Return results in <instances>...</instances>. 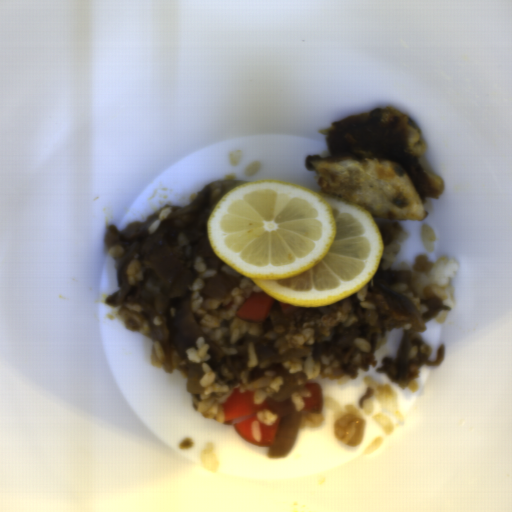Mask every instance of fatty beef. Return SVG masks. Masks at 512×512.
Segmentation results:
<instances>
[{"mask_svg":"<svg viewBox=\"0 0 512 512\" xmlns=\"http://www.w3.org/2000/svg\"><path fill=\"white\" fill-rule=\"evenodd\" d=\"M446 351L445 347L440 346L437 350L436 357L434 360L431 359V347L424 343L418 336L417 332L412 336V345L409 349L407 370H406V382L408 388L417 390L419 384L417 377L422 366H435L439 365L445 360Z\"/></svg>","mask_w":512,"mask_h":512,"instance_id":"fatty-beef-4","label":"fatty beef"},{"mask_svg":"<svg viewBox=\"0 0 512 512\" xmlns=\"http://www.w3.org/2000/svg\"><path fill=\"white\" fill-rule=\"evenodd\" d=\"M398 358L384 357L381 366L377 369V373L385 372L388 378L394 383L399 384L397 381L398 371Z\"/></svg>","mask_w":512,"mask_h":512,"instance_id":"fatty-beef-7","label":"fatty beef"},{"mask_svg":"<svg viewBox=\"0 0 512 512\" xmlns=\"http://www.w3.org/2000/svg\"><path fill=\"white\" fill-rule=\"evenodd\" d=\"M424 304L427 306V310L420 313L423 323L427 320H431L437 317L438 314L442 311L451 310V307L443 306V304L440 302V298L437 296L431 299H426Z\"/></svg>","mask_w":512,"mask_h":512,"instance_id":"fatty-beef-6","label":"fatty beef"},{"mask_svg":"<svg viewBox=\"0 0 512 512\" xmlns=\"http://www.w3.org/2000/svg\"><path fill=\"white\" fill-rule=\"evenodd\" d=\"M381 257L375 274L367 282V292L364 301L374 304V309L362 308L358 299V290L351 296L335 303L314 308L301 307L298 311L285 313L278 299L274 297L271 311L267 319L262 322L261 333L250 335L244 333L238 338L234 346L236 352L232 355H222L219 363L213 368L216 378L229 387L240 383V377L246 367L249 357L248 346L274 345L278 353L290 350L289 333L300 332L311 327L314 342L311 354L316 361L322 357L335 356L339 365L332 369L330 379L349 376L358 378V370L370 371V366H377L374 356L377 345L393 328H402L405 331L415 325L406 314L394 311L385 294L376 284V275L382 271ZM367 341L370 352H360L354 345L355 338Z\"/></svg>","mask_w":512,"mask_h":512,"instance_id":"fatty-beef-2","label":"fatty beef"},{"mask_svg":"<svg viewBox=\"0 0 512 512\" xmlns=\"http://www.w3.org/2000/svg\"><path fill=\"white\" fill-rule=\"evenodd\" d=\"M268 371H275L276 377L281 376L283 379L282 385L269 399L270 412L275 414L278 418H284L295 411L293 393L296 391H305L304 386L306 383H314L313 379L308 380L304 371H294L290 373L284 366V361L274 363L271 362L269 368L260 369L251 368L248 373L249 380L261 378Z\"/></svg>","mask_w":512,"mask_h":512,"instance_id":"fatty-beef-3","label":"fatty beef"},{"mask_svg":"<svg viewBox=\"0 0 512 512\" xmlns=\"http://www.w3.org/2000/svg\"><path fill=\"white\" fill-rule=\"evenodd\" d=\"M244 183L248 182L213 181L187 206L166 205L143 222H132L123 231L111 225L104 239L117 274V291L105 299L106 304L117 309L129 331L151 338L153 366L163 367L170 374L178 371L192 396L195 411H199L204 387L199 378H189L174 345L166 312L174 300L185 297L188 303L190 288L199 277L194 268L198 256L206 269L228 265L210 244L209 216L224 196ZM167 207H172L171 214L150 234L148 226ZM133 259L140 261L144 278L131 286L126 267Z\"/></svg>","mask_w":512,"mask_h":512,"instance_id":"fatty-beef-1","label":"fatty beef"},{"mask_svg":"<svg viewBox=\"0 0 512 512\" xmlns=\"http://www.w3.org/2000/svg\"><path fill=\"white\" fill-rule=\"evenodd\" d=\"M382 235L383 248L387 246L400 232H404L397 220H376Z\"/></svg>","mask_w":512,"mask_h":512,"instance_id":"fatty-beef-5","label":"fatty beef"}]
</instances>
